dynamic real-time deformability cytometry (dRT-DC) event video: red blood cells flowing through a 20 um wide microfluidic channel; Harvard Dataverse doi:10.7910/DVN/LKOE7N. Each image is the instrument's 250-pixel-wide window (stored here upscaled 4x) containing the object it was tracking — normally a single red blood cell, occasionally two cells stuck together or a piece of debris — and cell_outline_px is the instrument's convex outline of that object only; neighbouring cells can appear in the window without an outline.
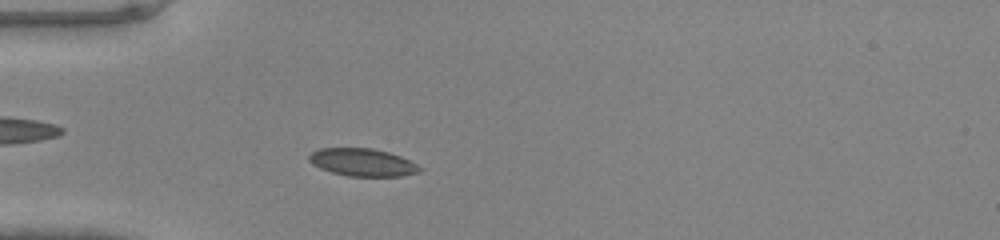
{"species": "common noctule bat (a hibernating species)", "species_latin": "Nyctalus noctula", "temperature_condition": "warm", "stored_images_in_passage": 37, "camera_frame_rate_fps": 3000, "um_per_image_px": 0.085, "animal": {"sex": "male", "body_mass_g": 20.0, "forearm_length_mm": 53.3}, "frame": {"image": 1, "passage_image": 4, "time_ms": 1.0, "image_size_px": [1000, 240], "cell_outline_px": [[424, 168], [420, 172], [400, 176], [348, 176], [332, 172], [320, 168], [312, 164], [308, 160], [308, 156], [312, 152], [320, 148], [372, 148], [388, 152], [400, 156]], "centroid_in_image_um": [30.81, 13.8], "position_along_channel_um": 54.2, "area_um2": 17.8}}
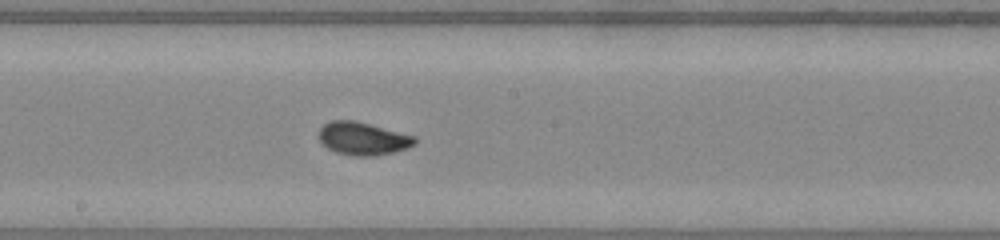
{"frame": {"image": 2, "passage_image": 16, "time_ms": 5.0, "image_size_px": [1000, 240], "cell_outline_px": [[416, 144], [392, 152], [372, 156], [356, 156], [336, 152], [328, 148], [320, 140], [320, 128], [324, 124], [332, 120], [356, 120], [416, 136]], "centroid_in_image_um": [30.85, 11.76], "position_along_channel_um": 217.3, "area_um2": 18.21}}
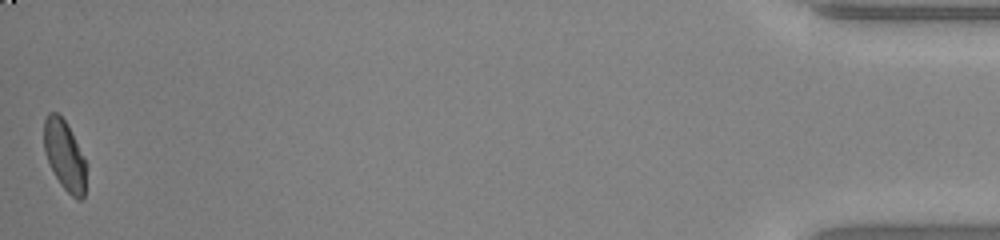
{"frame": {"image": 3, "passage_image": 37, "time_ms": 12.0, "image_size_px": [1000, 240], "cell_outline_px": [[88, 164], [84, 196], [80, 200], [76, 200], [60, 184], [44, 152], [44, 120], [48, 112], [56, 112], [64, 120]], "centroid_in_image_um": [5.51, 13.24], "position_along_channel_um": 429.7, "area_um2": 17.17}}